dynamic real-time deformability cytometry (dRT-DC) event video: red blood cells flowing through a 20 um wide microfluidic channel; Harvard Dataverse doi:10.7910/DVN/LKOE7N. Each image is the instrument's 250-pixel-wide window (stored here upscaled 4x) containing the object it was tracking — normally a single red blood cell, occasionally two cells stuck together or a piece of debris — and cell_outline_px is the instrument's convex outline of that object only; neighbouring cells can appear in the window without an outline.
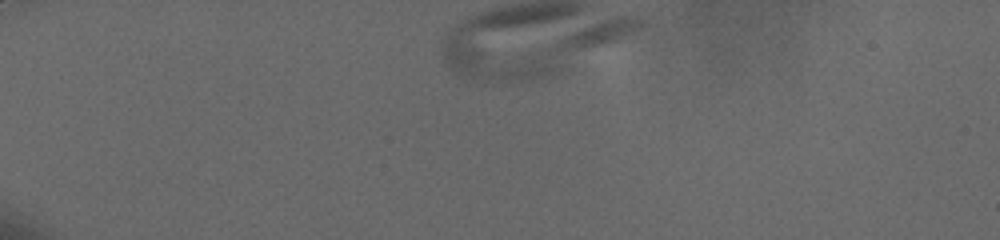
{"species": "human", "species_latin": "Homo sapiens", "temperature_condition": "cold", "stored_images_in_passage": 1, "camera_frame_rate_fps": 3000, "um_per_image_px": 0.085, "donor": {"sex": "male"}, "frame": {"image": 1, "passage_image": 1, "time_ms": 0.0, "image_size_px": [1000, 240], "cell_outline_px": [[648, 20], [636, 32], [552, 72], [540, 76], [500, 76], [500, 72], [560, 40], [608, 16], [640, 16]], "centroid_in_image_um": [49.02, 3.92], "position_along_channel_um": 36.0, "area_um2": 23.47}}